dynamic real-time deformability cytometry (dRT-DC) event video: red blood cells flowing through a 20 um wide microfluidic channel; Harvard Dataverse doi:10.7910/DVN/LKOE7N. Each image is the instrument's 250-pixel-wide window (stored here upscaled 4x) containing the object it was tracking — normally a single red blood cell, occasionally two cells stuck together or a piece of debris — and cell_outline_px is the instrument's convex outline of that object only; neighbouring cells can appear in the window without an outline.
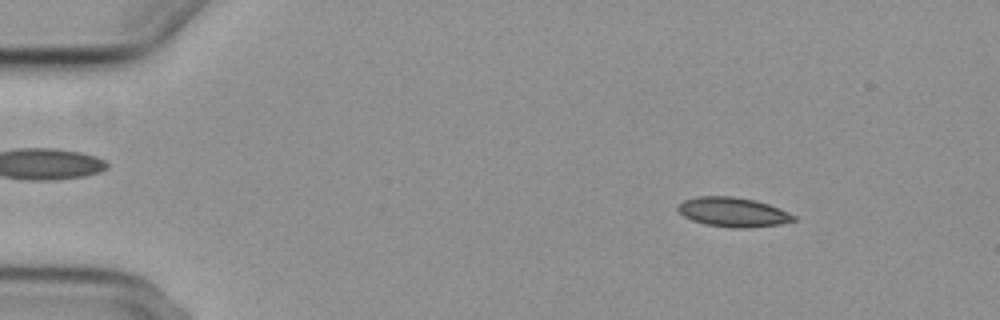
{"species": "common noctule bat (a hibernating species)", "species_latin": "Nyctalus noctula", "temperature_condition": "cold", "stored_images_in_passage": 4, "camera_frame_rate_fps": 3000, "um_per_image_px": 0.085, "animal": {"sex": "female", "body_mass_g": 29.2, "forearm_length_mm": 56.3}, "frame": {"image": 1, "passage_image": 1, "time_ms": 0.0, "image_size_px": [1000, 320], "cell_outline_px": [[796, 220], [780, 224], [748, 228], [732, 228], [704, 224], [692, 220], [684, 216], [676, 208], [676, 204], [684, 200], [696, 196], [732, 196], [752, 200], [768, 204], [780, 208], [796, 216]], "centroid_in_image_um": [62.28, 18.03], "position_along_channel_um": 22.7, "area_um2": 19.94}}
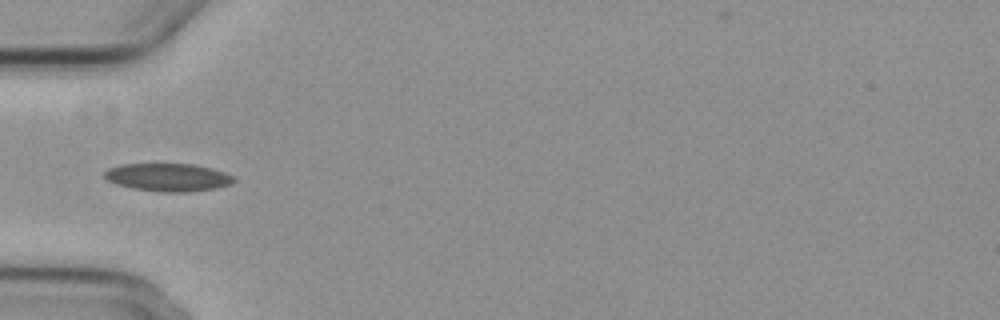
{"frame": {"image": 2, "passage_image": 4, "time_ms": 3.667, "image_size_px": [1000, 320], "cell_outline_px": [[236, 180], [232, 184], [216, 188], [188, 192], [160, 192], [132, 188], [116, 184], [108, 180], [104, 176], [104, 172], [108, 168], [124, 164], [192, 164], [212, 168], [236, 176]], "centroid_in_image_um": [14.32, 15.07], "position_along_channel_um": 70.7, "area_um2": 21.15}}